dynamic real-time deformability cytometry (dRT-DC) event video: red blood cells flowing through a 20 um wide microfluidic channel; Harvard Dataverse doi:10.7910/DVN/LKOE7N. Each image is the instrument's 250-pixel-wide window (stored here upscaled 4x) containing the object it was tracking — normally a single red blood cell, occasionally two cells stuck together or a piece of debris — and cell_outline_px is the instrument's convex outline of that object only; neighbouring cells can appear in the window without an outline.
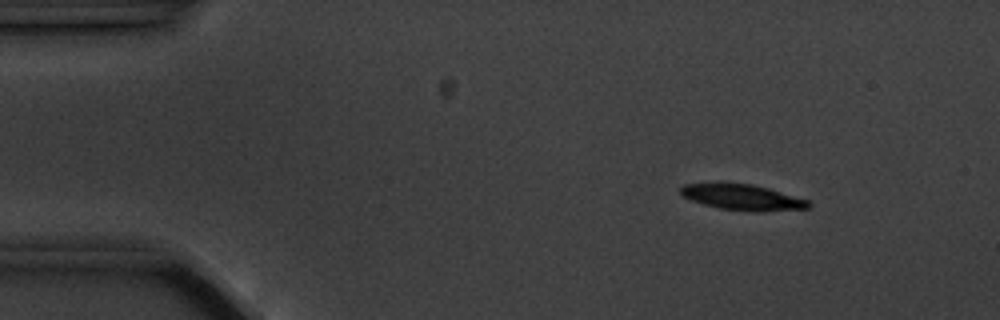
{"species": "common noctule bat (a hibernating species)", "species_latin": "Nyctalus noctula", "temperature_condition": "cold", "stored_images_in_passage": 4, "camera_frame_rate_fps": 3000, "um_per_image_px": 0.085, "animal": {"sex": "male", "body_mass_g": 20.1, "forearm_length_mm": 53.5}, "frame": {"image": 1, "passage_image": 2, "time_ms": 1.0, "image_size_px": [1000, 320], "cell_outline_px": [[812, 204], [808, 208], [760, 212], [756, 212], [720, 208], [704, 204], [692, 200], [684, 196], [680, 192], [680, 188], [684, 184], [720, 180], [752, 184], [768, 188], [808, 200]], "centroid_in_image_um": [63.05, 16.72], "position_along_channel_um": 21.9, "area_um2": 19.71}}